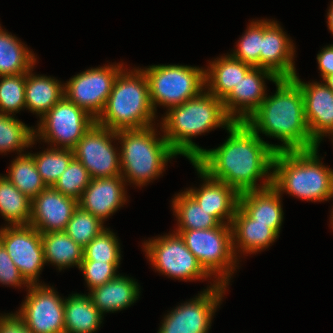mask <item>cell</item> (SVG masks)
I'll use <instances>...</instances> for the list:
<instances>
[{
  "instance_id": "cell-1",
  "label": "cell",
  "mask_w": 333,
  "mask_h": 333,
  "mask_svg": "<svg viewBox=\"0 0 333 333\" xmlns=\"http://www.w3.org/2000/svg\"><path fill=\"white\" fill-rule=\"evenodd\" d=\"M226 130L227 140L216 149L205 150L194 162L211 178L223 181L239 194L271 186L270 170L277 145L262 140L245 122H233ZM263 177L262 186H257V180Z\"/></svg>"
},
{
  "instance_id": "cell-2",
  "label": "cell",
  "mask_w": 333,
  "mask_h": 333,
  "mask_svg": "<svg viewBox=\"0 0 333 333\" xmlns=\"http://www.w3.org/2000/svg\"><path fill=\"white\" fill-rule=\"evenodd\" d=\"M275 84L276 93L266 95L245 123L258 135L279 139L282 145H277V152L317 148L320 144L308 129L299 85L292 78H278Z\"/></svg>"
},
{
  "instance_id": "cell-3",
  "label": "cell",
  "mask_w": 333,
  "mask_h": 333,
  "mask_svg": "<svg viewBox=\"0 0 333 333\" xmlns=\"http://www.w3.org/2000/svg\"><path fill=\"white\" fill-rule=\"evenodd\" d=\"M167 110L161 123L163 136L177 155L187 157L190 162L206 150L192 142L193 136L217 127L227 129L234 122L225 112L222 100L206 91Z\"/></svg>"
},
{
  "instance_id": "cell-4",
  "label": "cell",
  "mask_w": 333,
  "mask_h": 333,
  "mask_svg": "<svg viewBox=\"0 0 333 333\" xmlns=\"http://www.w3.org/2000/svg\"><path fill=\"white\" fill-rule=\"evenodd\" d=\"M317 154L318 147L276 152L272 186L280 193L287 192L307 201L320 202L333 198V169L325 167Z\"/></svg>"
},
{
  "instance_id": "cell-5",
  "label": "cell",
  "mask_w": 333,
  "mask_h": 333,
  "mask_svg": "<svg viewBox=\"0 0 333 333\" xmlns=\"http://www.w3.org/2000/svg\"><path fill=\"white\" fill-rule=\"evenodd\" d=\"M155 115L149 82L143 70L127 72L122 69L96 123L113 131L139 129L153 125Z\"/></svg>"
},
{
  "instance_id": "cell-6",
  "label": "cell",
  "mask_w": 333,
  "mask_h": 333,
  "mask_svg": "<svg viewBox=\"0 0 333 333\" xmlns=\"http://www.w3.org/2000/svg\"><path fill=\"white\" fill-rule=\"evenodd\" d=\"M155 130L151 125L116 131L122 146L120 167L125 182L128 180L139 187L146 185L162 174L168 160L177 156L164 136L156 137Z\"/></svg>"
},
{
  "instance_id": "cell-7",
  "label": "cell",
  "mask_w": 333,
  "mask_h": 333,
  "mask_svg": "<svg viewBox=\"0 0 333 333\" xmlns=\"http://www.w3.org/2000/svg\"><path fill=\"white\" fill-rule=\"evenodd\" d=\"M199 264L216 282L228 285L237 259L232 247L230 224L210 229L176 230ZM236 259V260H235ZM230 277V278H229Z\"/></svg>"
},
{
  "instance_id": "cell-8",
  "label": "cell",
  "mask_w": 333,
  "mask_h": 333,
  "mask_svg": "<svg viewBox=\"0 0 333 333\" xmlns=\"http://www.w3.org/2000/svg\"><path fill=\"white\" fill-rule=\"evenodd\" d=\"M149 82L150 101L168 109L205 91V70L187 65H152L142 69Z\"/></svg>"
},
{
  "instance_id": "cell-9",
  "label": "cell",
  "mask_w": 333,
  "mask_h": 333,
  "mask_svg": "<svg viewBox=\"0 0 333 333\" xmlns=\"http://www.w3.org/2000/svg\"><path fill=\"white\" fill-rule=\"evenodd\" d=\"M95 123L92 116L63 96L40 118L34 139L38 136L45 142H52L54 148L59 144L57 148L73 149Z\"/></svg>"
},
{
  "instance_id": "cell-10",
  "label": "cell",
  "mask_w": 333,
  "mask_h": 333,
  "mask_svg": "<svg viewBox=\"0 0 333 333\" xmlns=\"http://www.w3.org/2000/svg\"><path fill=\"white\" fill-rule=\"evenodd\" d=\"M143 246L153 267L162 274L190 281L211 277L175 231L146 241Z\"/></svg>"
},
{
  "instance_id": "cell-11",
  "label": "cell",
  "mask_w": 333,
  "mask_h": 333,
  "mask_svg": "<svg viewBox=\"0 0 333 333\" xmlns=\"http://www.w3.org/2000/svg\"><path fill=\"white\" fill-rule=\"evenodd\" d=\"M123 64L104 65L77 74L64 84V96L95 120L103 112Z\"/></svg>"
},
{
  "instance_id": "cell-12",
  "label": "cell",
  "mask_w": 333,
  "mask_h": 333,
  "mask_svg": "<svg viewBox=\"0 0 333 333\" xmlns=\"http://www.w3.org/2000/svg\"><path fill=\"white\" fill-rule=\"evenodd\" d=\"M112 139L117 140L116 131L95 123L72 149L91 179L121 175L120 153H116Z\"/></svg>"
},
{
  "instance_id": "cell-13",
  "label": "cell",
  "mask_w": 333,
  "mask_h": 333,
  "mask_svg": "<svg viewBox=\"0 0 333 333\" xmlns=\"http://www.w3.org/2000/svg\"><path fill=\"white\" fill-rule=\"evenodd\" d=\"M226 286L214 281L194 300L171 310L158 333H208L212 316L221 303Z\"/></svg>"
},
{
  "instance_id": "cell-14",
  "label": "cell",
  "mask_w": 333,
  "mask_h": 333,
  "mask_svg": "<svg viewBox=\"0 0 333 333\" xmlns=\"http://www.w3.org/2000/svg\"><path fill=\"white\" fill-rule=\"evenodd\" d=\"M29 292L16 315L32 333H65L64 299L54 288L30 284Z\"/></svg>"
},
{
  "instance_id": "cell-15",
  "label": "cell",
  "mask_w": 333,
  "mask_h": 333,
  "mask_svg": "<svg viewBox=\"0 0 333 333\" xmlns=\"http://www.w3.org/2000/svg\"><path fill=\"white\" fill-rule=\"evenodd\" d=\"M0 243L29 284H38L45 257L41 233L30 225H6L0 229Z\"/></svg>"
},
{
  "instance_id": "cell-16",
  "label": "cell",
  "mask_w": 333,
  "mask_h": 333,
  "mask_svg": "<svg viewBox=\"0 0 333 333\" xmlns=\"http://www.w3.org/2000/svg\"><path fill=\"white\" fill-rule=\"evenodd\" d=\"M264 78L274 83L278 79L267 69L253 67L222 100L225 112L234 122H246L259 108L267 95Z\"/></svg>"
},
{
  "instance_id": "cell-17",
  "label": "cell",
  "mask_w": 333,
  "mask_h": 333,
  "mask_svg": "<svg viewBox=\"0 0 333 333\" xmlns=\"http://www.w3.org/2000/svg\"><path fill=\"white\" fill-rule=\"evenodd\" d=\"M77 207L76 199L46 187L32 200L29 225L40 233L64 231Z\"/></svg>"
},
{
  "instance_id": "cell-18",
  "label": "cell",
  "mask_w": 333,
  "mask_h": 333,
  "mask_svg": "<svg viewBox=\"0 0 333 333\" xmlns=\"http://www.w3.org/2000/svg\"><path fill=\"white\" fill-rule=\"evenodd\" d=\"M294 45L276 21L262 20L260 68L271 71L277 78H293Z\"/></svg>"
},
{
  "instance_id": "cell-19",
  "label": "cell",
  "mask_w": 333,
  "mask_h": 333,
  "mask_svg": "<svg viewBox=\"0 0 333 333\" xmlns=\"http://www.w3.org/2000/svg\"><path fill=\"white\" fill-rule=\"evenodd\" d=\"M300 87L305 119L312 138L319 144L325 134H333V90L325 83H305L297 74L292 78Z\"/></svg>"
},
{
  "instance_id": "cell-20",
  "label": "cell",
  "mask_w": 333,
  "mask_h": 333,
  "mask_svg": "<svg viewBox=\"0 0 333 333\" xmlns=\"http://www.w3.org/2000/svg\"><path fill=\"white\" fill-rule=\"evenodd\" d=\"M204 180L200 189H187L201 208L214 216L221 224H231L239 206V193L226 183L211 178L195 162H191ZM227 220L224 221V220Z\"/></svg>"
},
{
  "instance_id": "cell-21",
  "label": "cell",
  "mask_w": 333,
  "mask_h": 333,
  "mask_svg": "<svg viewBox=\"0 0 333 333\" xmlns=\"http://www.w3.org/2000/svg\"><path fill=\"white\" fill-rule=\"evenodd\" d=\"M124 182L121 175L91 179L78 200V206L104 223L126 202Z\"/></svg>"
},
{
  "instance_id": "cell-22",
  "label": "cell",
  "mask_w": 333,
  "mask_h": 333,
  "mask_svg": "<svg viewBox=\"0 0 333 333\" xmlns=\"http://www.w3.org/2000/svg\"><path fill=\"white\" fill-rule=\"evenodd\" d=\"M280 198L281 193L271 185L240 193L239 207L256 223L269 224L279 235L283 221Z\"/></svg>"
},
{
  "instance_id": "cell-23",
  "label": "cell",
  "mask_w": 333,
  "mask_h": 333,
  "mask_svg": "<svg viewBox=\"0 0 333 333\" xmlns=\"http://www.w3.org/2000/svg\"><path fill=\"white\" fill-rule=\"evenodd\" d=\"M230 225L235 256L238 254L236 248L240 247L241 250L238 251L244 253L260 252L268 248L279 236L269 224L256 223V220L250 218L239 206Z\"/></svg>"
},
{
  "instance_id": "cell-24",
  "label": "cell",
  "mask_w": 333,
  "mask_h": 333,
  "mask_svg": "<svg viewBox=\"0 0 333 333\" xmlns=\"http://www.w3.org/2000/svg\"><path fill=\"white\" fill-rule=\"evenodd\" d=\"M89 296L95 307L103 315L128 308L139 297V286L135 280L126 276H118L109 282L94 287Z\"/></svg>"
},
{
  "instance_id": "cell-25",
  "label": "cell",
  "mask_w": 333,
  "mask_h": 333,
  "mask_svg": "<svg viewBox=\"0 0 333 333\" xmlns=\"http://www.w3.org/2000/svg\"><path fill=\"white\" fill-rule=\"evenodd\" d=\"M253 67L231 55L215 59L205 69L207 92L223 100Z\"/></svg>"
},
{
  "instance_id": "cell-26",
  "label": "cell",
  "mask_w": 333,
  "mask_h": 333,
  "mask_svg": "<svg viewBox=\"0 0 333 333\" xmlns=\"http://www.w3.org/2000/svg\"><path fill=\"white\" fill-rule=\"evenodd\" d=\"M26 73L25 108L42 118L63 96L64 85L52 77ZM41 115V116H40Z\"/></svg>"
},
{
  "instance_id": "cell-27",
  "label": "cell",
  "mask_w": 333,
  "mask_h": 333,
  "mask_svg": "<svg viewBox=\"0 0 333 333\" xmlns=\"http://www.w3.org/2000/svg\"><path fill=\"white\" fill-rule=\"evenodd\" d=\"M102 318L89 294H72L64 300L65 333H93Z\"/></svg>"
},
{
  "instance_id": "cell-28",
  "label": "cell",
  "mask_w": 333,
  "mask_h": 333,
  "mask_svg": "<svg viewBox=\"0 0 333 333\" xmlns=\"http://www.w3.org/2000/svg\"><path fill=\"white\" fill-rule=\"evenodd\" d=\"M45 262L54 263L59 270L78 266L83 260V247L64 231L41 233Z\"/></svg>"
},
{
  "instance_id": "cell-29",
  "label": "cell",
  "mask_w": 333,
  "mask_h": 333,
  "mask_svg": "<svg viewBox=\"0 0 333 333\" xmlns=\"http://www.w3.org/2000/svg\"><path fill=\"white\" fill-rule=\"evenodd\" d=\"M35 63L34 54L15 36L0 28V76L27 73Z\"/></svg>"
},
{
  "instance_id": "cell-30",
  "label": "cell",
  "mask_w": 333,
  "mask_h": 333,
  "mask_svg": "<svg viewBox=\"0 0 333 333\" xmlns=\"http://www.w3.org/2000/svg\"><path fill=\"white\" fill-rule=\"evenodd\" d=\"M172 200V207L179 222L177 230L210 229L221 225L214 216L201 208L187 191L178 193Z\"/></svg>"
},
{
  "instance_id": "cell-31",
  "label": "cell",
  "mask_w": 333,
  "mask_h": 333,
  "mask_svg": "<svg viewBox=\"0 0 333 333\" xmlns=\"http://www.w3.org/2000/svg\"><path fill=\"white\" fill-rule=\"evenodd\" d=\"M31 203L6 177L0 175V214L10 226L29 225Z\"/></svg>"
},
{
  "instance_id": "cell-32",
  "label": "cell",
  "mask_w": 333,
  "mask_h": 333,
  "mask_svg": "<svg viewBox=\"0 0 333 333\" xmlns=\"http://www.w3.org/2000/svg\"><path fill=\"white\" fill-rule=\"evenodd\" d=\"M8 173L5 177L31 200L47 187L38 173L32 153L19 154Z\"/></svg>"
},
{
  "instance_id": "cell-33",
  "label": "cell",
  "mask_w": 333,
  "mask_h": 333,
  "mask_svg": "<svg viewBox=\"0 0 333 333\" xmlns=\"http://www.w3.org/2000/svg\"><path fill=\"white\" fill-rule=\"evenodd\" d=\"M34 129L25 125L13 115L0 113V153L18 151L34 144Z\"/></svg>"
},
{
  "instance_id": "cell-34",
  "label": "cell",
  "mask_w": 333,
  "mask_h": 333,
  "mask_svg": "<svg viewBox=\"0 0 333 333\" xmlns=\"http://www.w3.org/2000/svg\"><path fill=\"white\" fill-rule=\"evenodd\" d=\"M32 157L43 182L47 187H53L74 158V153L72 149L50 148L42 153L32 154Z\"/></svg>"
},
{
  "instance_id": "cell-35",
  "label": "cell",
  "mask_w": 333,
  "mask_h": 333,
  "mask_svg": "<svg viewBox=\"0 0 333 333\" xmlns=\"http://www.w3.org/2000/svg\"><path fill=\"white\" fill-rule=\"evenodd\" d=\"M105 229L100 219L78 206L68 221L64 232L84 248Z\"/></svg>"
},
{
  "instance_id": "cell-36",
  "label": "cell",
  "mask_w": 333,
  "mask_h": 333,
  "mask_svg": "<svg viewBox=\"0 0 333 333\" xmlns=\"http://www.w3.org/2000/svg\"><path fill=\"white\" fill-rule=\"evenodd\" d=\"M0 78V113L11 115L25 108L26 73Z\"/></svg>"
},
{
  "instance_id": "cell-37",
  "label": "cell",
  "mask_w": 333,
  "mask_h": 333,
  "mask_svg": "<svg viewBox=\"0 0 333 333\" xmlns=\"http://www.w3.org/2000/svg\"><path fill=\"white\" fill-rule=\"evenodd\" d=\"M119 245L115 234L106 228L83 248L82 261L120 262Z\"/></svg>"
},
{
  "instance_id": "cell-38",
  "label": "cell",
  "mask_w": 333,
  "mask_h": 333,
  "mask_svg": "<svg viewBox=\"0 0 333 333\" xmlns=\"http://www.w3.org/2000/svg\"><path fill=\"white\" fill-rule=\"evenodd\" d=\"M90 180L87 169L80 161L73 158L53 187L63 195L78 201Z\"/></svg>"
},
{
  "instance_id": "cell-39",
  "label": "cell",
  "mask_w": 333,
  "mask_h": 333,
  "mask_svg": "<svg viewBox=\"0 0 333 333\" xmlns=\"http://www.w3.org/2000/svg\"><path fill=\"white\" fill-rule=\"evenodd\" d=\"M246 33L238 41L237 49L233 54V58L247 63L252 67L260 68V51L262 45V20L252 21L249 24Z\"/></svg>"
},
{
  "instance_id": "cell-40",
  "label": "cell",
  "mask_w": 333,
  "mask_h": 333,
  "mask_svg": "<svg viewBox=\"0 0 333 333\" xmlns=\"http://www.w3.org/2000/svg\"><path fill=\"white\" fill-rule=\"evenodd\" d=\"M120 262L82 261L79 269L83 272L89 290L116 278Z\"/></svg>"
},
{
  "instance_id": "cell-41",
  "label": "cell",
  "mask_w": 333,
  "mask_h": 333,
  "mask_svg": "<svg viewBox=\"0 0 333 333\" xmlns=\"http://www.w3.org/2000/svg\"><path fill=\"white\" fill-rule=\"evenodd\" d=\"M0 283L18 286L27 284L28 287L30 284L24 279L21 275L19 269L14 264L11 257L8 255L4 246L0 243Z\"/></svg>"
},
{
  "instance_id": "cell-42",
  "label": "cell",
  "mask_w": 333,
  "mask_h": 333,
  "mask_svg": "<svg viewBox=\"0 0 333 333\" xmlns=\"http://www.w3.org/2000/svg\"><path fill=\"white\" fill-rule=\"evenodd\" d=\"M0 333H32L16 314L0 316Z\"/></svg>"
},
{
  "instance_id": "cell-43",
  "label": "cell",
  "mask_w": 333,
  "mask_h": 333,
  "mask_svg": "<svg viewBox=\"0 0 333 333\" xmlns=\"http://www.w3.org/2000/svg\"><path fill=\"white\" fill-rule=\"evenodd\" d=\"M317 61L323 79L333 74V44L323 48L321 52L317 54Z\"/></svg>"
},
{
  "instance_id": "cell-44",
  "label": "cell",
  "mask_w": 333,
  "mask_h": 333,
  "mask_svg": "<svg viewBox=\"0 0 333 333\" xmlns=\"http://www.w3.org/2000/svg\"><path fill=\"white\" fill-rule=\"evenodd\" d=\"M328 15H327V25H328V28L329 30L331 31V33L333 34V1L330 5V9L328 10Z\"/></svg>"
},
{
  "instance_id": "cell-45",
  "label": "cell",
  "mask_w": 333,
  "mask_h": 333,
  "mask_svg": "<svg viewBox=\"0 0 333 333\" xmlns=\"http://www.w3.org/2000/svg\"><path fill=\"white\" fill-rule=\"evenodd\" d=\"M325 81V84L333 90V74H330L328 76H326L324 79H323V82Z\"/></svg>"
},
{
  "instance_id": "cell-46",
  "label": "cell",
  "mask_w": 333,
  "mask_h": 333,
  "mask_svg": "<svg viewBox=\"0 0 333 333\" xmlns=\"http://www.w3.org/2000/svg\"><path fill=\"white\" fill-rule=\"evenodd\" d=\"M331 216H332V217H331V219H332V220H331V225H332V228H333V210H332V214H331Z\"/></svg>"
}]
</instances>
